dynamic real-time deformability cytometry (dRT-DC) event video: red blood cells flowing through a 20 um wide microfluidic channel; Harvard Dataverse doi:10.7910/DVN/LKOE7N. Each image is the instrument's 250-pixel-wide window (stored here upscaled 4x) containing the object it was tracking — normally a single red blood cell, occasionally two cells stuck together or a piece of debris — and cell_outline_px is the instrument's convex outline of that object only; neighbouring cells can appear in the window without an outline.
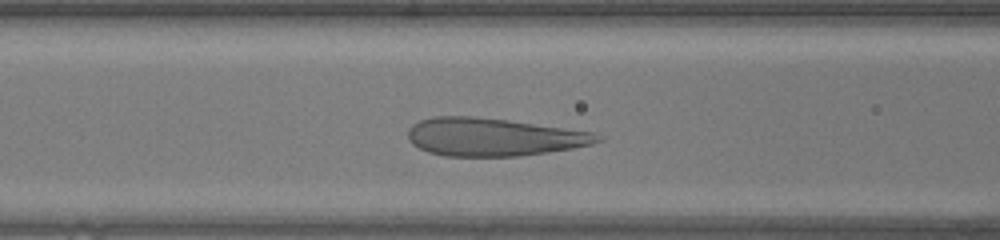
{"species": "human", "species_latin": "Homo sapiens", "temperature_condition": "warm", "stored_images_in_passage": 33, "camera_frame_rate_fps": 3000, "um_per_image_px": 0.085, "donor": {"sex": "female"}, "frame": {"image": 1, "passage_image": 12, "time_ms": 3.667, "image_size_px": [1000, 240], "cell_outline_px": [[604, 140], [592, 144], [572, 148], [548, 152], [520, 156], [444, 156], [428, 152], [412, 144], [408, 140], [408, 128], [412, 124], [420, 120], [432, 116], [476, 116], [508, 120], [592, 132], [604, 136]], "centroid_in_image_um": [41.92, 11.64], "position_along_channel_um": 124.7, "area_um2": 42.08}}
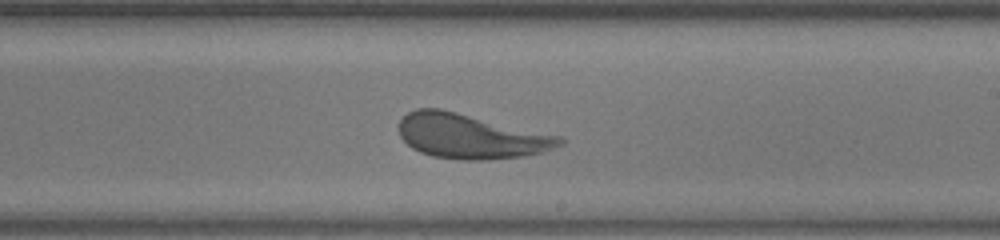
{"frame": {"image": 2, "passage_image": 21, "time_ms": 6.667, "image_size_px": [1000, 240], "cell_outline_px": [[564, 144], [544, 152], [520, 156], [484, 160], [464, 160], [432, 156], [420, 152], [412, 148], [400, 136], [400, 120], [408, 112], [416, 108], [440, 108], [564, 136]], "centroid_in_image_um": [40.05, 11.57], "position_along_channel_um": 248.9, "area_um2": 42.08}}
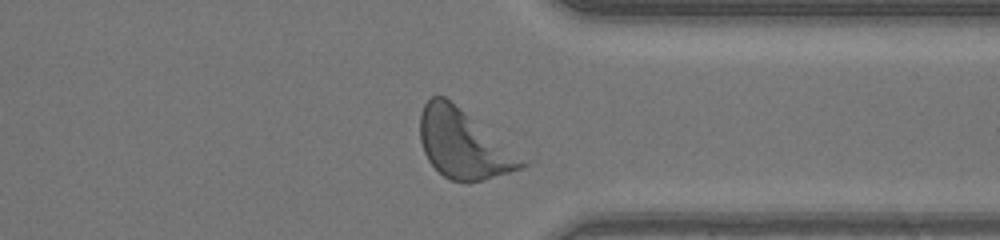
{"frame": {"image": 3, "passage_image": 30, "time_ms": 9.667, "image_size_px": [1000, 240], "cell_outline_px": [[536, 160], [532, 164], [484, 180], [468, 184], [448, 180], [428, 160], [424, 152], [420, 140], [420, 112], [424, 104], [432, 96], [444, 96]], "centroid_in_image_um": [39.56, 12.27], "position_along_channel_um": 371.8, "area_um2": 42.66}, "authors_computed_cell_mechanics": {"area_um2": 41.5582, "velocity_mm_per_s": 4.1768, "shape_relaxation_time_tau1_ms": 3.4886, "shape_relaxation_time_tau2_ms": 0.6859, "deformation_change_tau1": 0.1735, "deformation_change_tau2": 0.091}}